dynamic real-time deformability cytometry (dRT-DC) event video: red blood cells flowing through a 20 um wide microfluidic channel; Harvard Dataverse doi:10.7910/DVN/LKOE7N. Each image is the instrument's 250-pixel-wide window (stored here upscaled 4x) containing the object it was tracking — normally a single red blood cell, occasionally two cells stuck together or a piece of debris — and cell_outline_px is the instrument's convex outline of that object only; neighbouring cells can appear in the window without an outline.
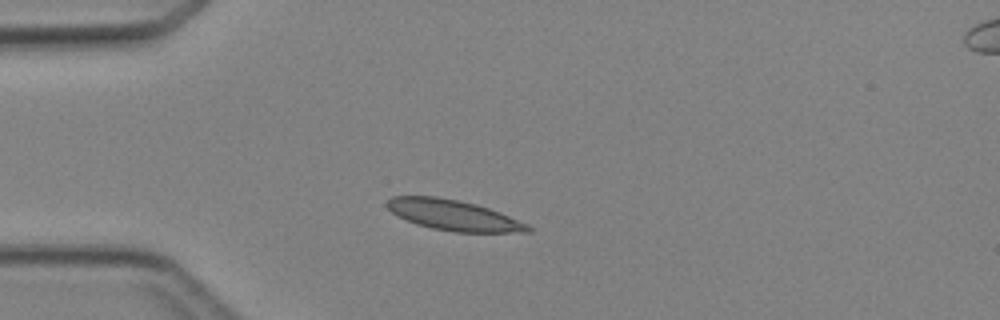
{"species": "Egyptian fruit bat (a non-hibernating species)", "species_latin": "Rousettus aegyptiacus", "temperature_condition": "cold", "stored_images_in_passage": 3, "camera_frame_rate_fps": 3000, "um_per_image_px": 0.085, "animal": {"sex": "female"}, "frame": {"image": 1, "passage_image": 2, "time_ms": 1.333, "image_size_px": [1000, 320], "cell_outline_px": [[532, 232], [452, 232], [432, 228], [416, 224], [392, 212], [384, 204], [392, 196], [436, 196], [476, 204], [500, 212], [528, 224], [532, 228]], "centroid_in_image_um": [38.56, 18.29], "position_along_channel_um": 46.4, "area_um2": 24.91}}